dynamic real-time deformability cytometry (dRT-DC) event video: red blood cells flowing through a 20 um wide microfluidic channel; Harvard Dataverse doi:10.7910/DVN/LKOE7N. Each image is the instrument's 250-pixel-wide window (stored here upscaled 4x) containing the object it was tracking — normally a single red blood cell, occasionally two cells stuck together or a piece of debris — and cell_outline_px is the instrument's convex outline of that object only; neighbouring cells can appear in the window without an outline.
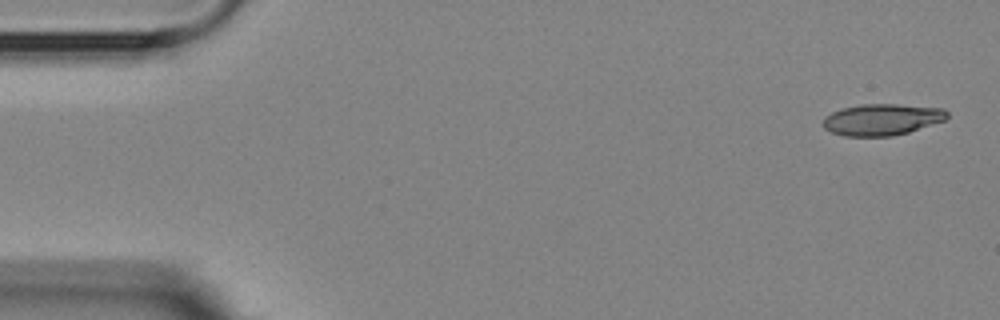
{"species": "Egyptian fruit bat (a non-hibernating species)", "species_latin": "Rousettus aegyptiacus", "temperature_condition": "room temperature", "stored_images_in_passage": 5, "camera_frame_rate_fps": 3000, "um_per_image_px": 0.085, "animal": {"sex": "female"}, "frame": {"image": 1, "passage_image": 1, "time_ms": 0.0, "image_size_px": [1000, 320], "cell_outline_px": [[948, 116], [944, 120], [908, 132], [892, 136], [844, 136], [832, 132], [824, 128], [824, 116], [832, 112], [844, 108], [860, 104], [896, 104], [944, 108], [948, 112]], "centroid_in_image_um": [74.97, 10.15], "position_along_channel_um": 10.0, "area_um2": 22.6}}
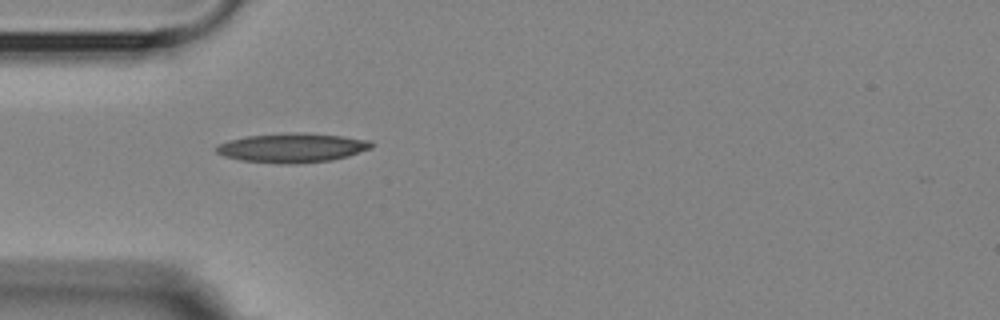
{"frame": {"image": 2, "passage_image": 5, "time_ms": 4.667, "image_size_px": [1000, 320], "cell_outline_px": [[372, 148], [348, 156], [332, 160], [296, 164], [280, 164], [240, 160], [224, 156], [216, 152], [216, 144], [228, 140], [248, 136], [296, 132], [304, 132], [340, 136], [372, 140]], "centroid_in_image_um": [24.83, 12.57], "position_along_channel_um": 60.2, "area_um2": 26.59}}